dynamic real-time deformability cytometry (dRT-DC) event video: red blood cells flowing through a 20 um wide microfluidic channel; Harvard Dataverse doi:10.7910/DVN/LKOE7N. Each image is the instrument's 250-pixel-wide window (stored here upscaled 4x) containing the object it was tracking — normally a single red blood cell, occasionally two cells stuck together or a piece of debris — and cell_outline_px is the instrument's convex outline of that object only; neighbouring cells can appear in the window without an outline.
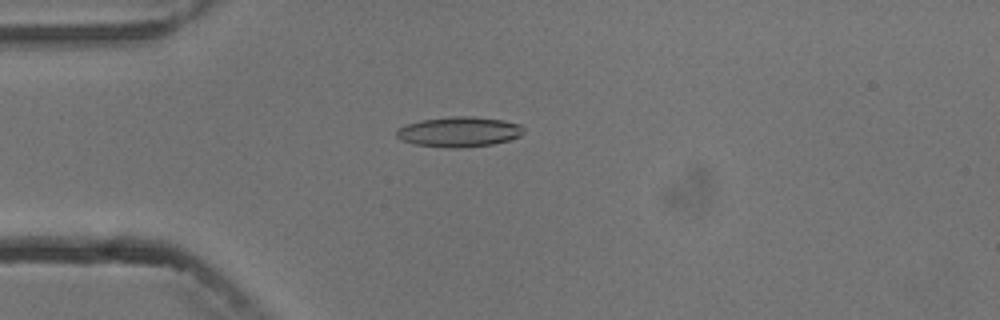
{"species": "common noctule bat (a hibernating species)", "species_latin": "Nyctalus noctula", "temperature_condition": "cold", "stored_images_in_passage": 4, "camera_frame_rate_fps": 3000, "um_per_image_px": 0.085, "animal": {"sex": "male", "body_mass_g": 13.3}, "frame": {"image": 1, "passage_image": 4, "time_ms": 3.333, "image_size_px": [1000, 320], "cell_outline_px": [[524, 132], [520, 136], [508, 140], [492, 144], [460, 148], [452, 148], [416, 144], [400, 140], [396, 136], [396, 128], [408, 124], [424, 120], [452, 116], [472, 116], [500, 120], [520, 124], [524, 128]], "centroid_in_image_um": [39.02, 11.2], "position_along_channel_um": 46.0, "area_um2": 22.14}}